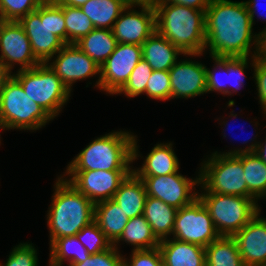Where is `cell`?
Returning a JSON list of instances; mask_svg holds the SVG:
<instances>
[{
	"instance_id": "obj_47",
	"label": "cell",
	"mask_w": 266,
	"mask_h": 266,
	"mask_svg": "<svg viewBox=\"0 0 266 266\" xmlns=\"http://www.w3.org/2000/svg\"><path fill=\"white\" fill-rule=\"evenodd\" d=\"M11 73L13 72L10 71L8 67L4 64V62L0 59V89L12 77Z\"/></svg>"
},
{
	"instance_id": "obj_41",
	"label": "cell",
	"mask_w": 266,
	"mask_h": 266,
	"mask_svg": "<svg viewBox=\"0 0 266 266\" xmlns=\"http://www.w3.org/2000/svg\"><path fill=\"white\" fill-rule=\"evenodd\" d=\"M251 67L254 68V75L258 92V98L261 109L266 116V61H258L254 56H251Z\"/></svg>"
},
{
	"instance_id": "obj_2",
	"label": "cell",
	"mask_w": 266,
	"mask_h": 266,
	"mask_svg": "<svg viewBox=\"0 0 266 266\" xmlns=\"http://www.w3.org/2000/svg\"><path fill=\"white\" fill-rule=\"evenodd\" d=\"M137 136L127 131H113L97 137L68 164L66 171H132L138 159Z\"/></svg>"
},
{
	"instance_id": "obj_1",
	"label": "cell",
	"mask_w": 266,
	"mask_h": 266,
	"mask_svg": "<svg viewBox=\"0 0 266 266\" xmlns=\"http://www.w3.org/2000/svg\"><path fill=\"white\" fill-rule=\"evenodd\" d=\"M206 43L211 57L254 56L257 34L245 2L212 0L205 11ZM251 49V50H250ZM251 54V55H250Z\"/></svg>"
},
{
	"instance_id": "obj_6",
	"label": "cell",
	"mask_w": 266,
	"mask_h": 266,
	"mask_svg": "<svg viewBox=\"0 0 266 266\" xmlns=\"http://www.w3.org/2000/svg\"><path fill=\"white\" fill-rule=\"evenodd\" d=\"M12 76L21 84L28 98L37 103L52 119L59 115L71 96L69 89L47 63L18 70Z\"/></svg>"
},
{
	"instance_id": "obj_11",
	"label": "cell",
	"mask_w": 266,
	"mask_h": 266,
	"mask_svg": "<svg viewBox=\"0 0 266 266\" xmlns=\"http://www.w3.org/2000/svg\"><path fill=\"white\" fill-rule=\"evenodd\" d=\"M137 177L143 181L147 196L160 199L176 209L187 206L198 198L195 185L200 184V174L195 179H189L178 171L164 176Z\"/></svg>"
},
{
	"instance_id": "obj_49",
	"label": "cell",
	"mask_w": 266,
	"mask_h": 266,
	"mask_svg": "<svg viewBox=\"0 0 266 266\" xmlns=\"http://www.w3.org/2000/svg\"><path fill=\"white\" fill-rule=\"evenodd\" d=\"M255 153H257L261 157L263 162L266 163V137H265V143L260 142Z\"/></svg>"
},
{
	"instance_id": "obj_16",
	"label": "cell",
	"mask_w": 266,
	"mask_h": 266,
	"mask_svg": "<svg viewBox=\"0 0 266 266\" xmlns=\"http://www.w3.org/2000/svg\"><path fill=\"white\" fill-rule=\"evenodd\" d=\"M0 59L11 71L15 64L18 70L31 69L41 62L35 57L30 40L19 21H8L0 38Z\"/></svg>"
},
{
	"instance_id": "obj_19",
	"label": "cell",
	"mask_w": 266,
	"mask_h": 266,
	"mask_svg": "<svg viewBox=\"0 0 266 266\" xmlns=\"http://www.w3.org/2000/svg\"><path fill=\"white\" fill-rule=\"evenodd\" d=\"M142 58L150 65L152 70L169 71L178 61V55L200 56L202 54H184L168 39L155 31L141 45Z\"/></svg>"
},
{
	"instance_id": "obj_24",
	"label": "cell",
	"mask_w": 266,
	"mask_h": 266,
	"mask_svg": "<svg viewBox=\"0 0 266 266\" xmlns=\"http://www.w3.org/2000/svg\"><path fill=\"white\" fill-rule=\"evenodd\" d=\"M176 212V208L160 199L151 196L146 197L143 216L159 241L170 238L174 228Z\"/></svg>"
},
{
	"instance_id": "obj_48",
	"label": "cell",
	"mask_w": 266,
	"mask_h": 266,
	"mask_svg": "<svg viewBox=\"0 0 266 266\" xmlns=\"http://www.w3.org/2000/svg\"><path fill=\"white\" fill-rule=\"evenodd\" d=\"M88 0H59L57 3L60 5H68L72 7H81Z\"/></svg>"
},
{
	"instance_id": "obj_14",
	"label": "cell",
	"mask_w": 266,
	"mask_h": 266,
	"mask_svg": "<svg viewBox=\"0 0 266 266\" xmlns=\"http://www.w3.org/2000/svg\"><path fill=\"white\" fill-rule=\"evenodd\" d=\"M132 171H66L61 175L94 204L112 199L120 184ZM69 178H65V175Z\"/></svg>"
},
{
	"instance_id": "obj_46",
	"label": "cell",
	"mask_w": 266,
	"mask_h": 266,
	"mask_svg": "<svg viewBox=\"0 0 266 266\" xmlns=\"http://www.w3.org/2000/svg\"><path fill=\"white\" fill-rule=\"evenodd\" d=\"M244 2H245L246 7L248 8L252 24H255L254 23L255 22L254 21L255 20L254 17H255L256 13L260 14V12H257V11L259 10L258 6H259V3L261 2V0H249V1L247 0V1H244ZM257 8H258V10H257ZM259 17L260 18L263 17L262 20L264 19V16H262V14Z\"/></svg>"
},
{
	"instance_id": "obj_3",
	"label": "cell",
	"mask_w": 266,
	"mask_h": 266,
	"mask_svg": "<svg viewBox=\"0 0 266 266\" xmlns=\"http://www.w3.org/2000/svg\"><path fill=\"white\" fill-rule=\"evenodd\" d=\"M156 31L184 54H204L206 43V10L174 3H153Z\"/></svg>"
},
{
	"instance_id": "obj_32",
	"label": "cell",
	"mask_w": 266,
	"mask_h": 266,
	"mask_svg": "<svg viewBox=\"0 0 266 266\" xmlns=\"http://www.w3.org/2000/svg\"><path fill=\"white\" fill-rule=\"evenodd\" d=\"M152 72L150 65L142 58L133 69L125 85L116 94L124 93L128 98L146 94V85Z\"/></svg>"
},
{
	"instance_id": "obj_21",
	"label": "cell",
	"mask_w": 266,
	"mask_h": 266,
	"mask_svg": "<svg viewBox=\"0 0 266 266\" xmlns=\"http://www.w3.org/2000/svg\"><path fill=\"white\" fill-rule=\"evenodd\" d=\"M172 143H157L145 156L142 167L132 169L136 176H164L179 171V160Z\"/></svg>"
},
{
	"instance_id": "obj_5",
	"label": "cell",
	"mask_w": 266,
	"mask_h": 266,
	"mask_svg": "<svg viewBox=\"0 0 266 266\" xmlns=\"http://www.w3.org/2000/svg\"><path fill=\"white\" fill-rule=\"evenodd\" d=\"M52 120L13 76L0 89V129L35 131Z\"/></svg>"
},
{
	"instance_id": "obj_29",
	"label": "cell",
	"mask_w": 266,
	"mask_h": 266,
	"mask_svg": "<svg viewBox=\"0 0 266 266\" xmlns=\"http://www.w3.org/2000/svg\"><path fill=\"white\" fill-rule=\"evenodd\" d=\"M49 245V266H63L65 261L69 262V265L81 263L90 256L76 235L57 238Z\"/></svg>"
},
{
	"instance_id": "obj_10",
	"label": "cell",
	"mask_w": 266,
	"mask_h": 266,
	"mask_svg": "<svg viewBox=\"0 0 266 266\" xmlns=\"http://www.w3.org/2000/svg\"><path fill=\"white\" fill-rule=\"evenodd\" d=\"M141 59V45L117 43L113 53L100 67L95 87L110 95L116 94L125 85Z\"/></svg>"
},
{
	"instance_id": "obj_44",
	"label": "cell",
	"mask_w": 266,
	"mask_h": 266,
	"mask_svg": "<svg viewBox=\"0 0 266 266\" xmlns=\"http://www.w3.org/2000/svg\"><path fill=\"white\" fill-rule=\"evenodd\" d=\"M254 57L258 61H266V27L257 34Z\"/></svg>"
},
{
	"instance_id": "obj_31",
	"label": "cell",
	"mask_w": 266,
	"mask_h": 266,
	"mask_svg": "<svg viewBox=\"0 0 266 266\" xmlns=\"http://www.w3.org/2000/svg\"><path fill=\"white\" fill-rule=\"evenodd\" d=\"M63 13L66 24V44H75L94 29L91 20L80 7L63 5Z\"/></svg>"
},
{
	"instance_id": "obj_22",
	"label": "cell",
	"mask_w": 266,
	"mask_h": 266,
	"mask_svg": "<svg viewBox=\"0 0 266 266\" xmlns=\"http://www.w3.org/2000/svg\"><path fill=\"white\" fill-rule=\"evenodd\" d=\"M147 192L143 181L131 172L120 184L112 200L128 218L143 215Z\"/></svg>"
},
{
	"instance_id": "obj_13",
	"label": "cell",
	"mask_w": 266,
	"mask_h": 266,
	"mask_svg": "<svg viewBox=\"0 0 266 266\" xmlns=\"http://www.w3.org/2000/svg\"><path fill=\"white\" fill-rule=\"evenodd\" d=\"M140 7L136 11L133 7ZM130 10V11H129ZM117 43L142 45L156 31V14L152 3L127 6L112 28Z\"/></svg>"
},
{
	"instance_id": "obj_8",
	"label": "cell",
	"mask_w": 266,
	"mask_h": 266,
	"mask_svg": "<svg viewBox=\"0 0 266 266\" xmlns=\"http://www.w3.org/2000/svg\"><path fill=\"white\" fill-rule=\"evenodd\" d=\"M199 170L203 193L254 197L247 189L242 161L236 155L212 153Z\"/></svg>"
},
{
	"instance_id": "obj_9",
	"label": "cell",
	"mask_w": 266,
	"mask_h": 266,
	"mask_svg": "<svg viewBox=\"0 0 266 266\" xmlns=\"http://www.w3.org/2000/svg\"><path fill=\"white\" fill-rule=\"evenodd\" d=\"M172 235L176 240L203 248L220 237L208 210L199 198L177 209Z\"/></svg>"
},
{
	"instance_id": "obj_51",
	"label": "cell",
	"mask_w": 266,
	"mask_h": 266,
	"mask_svg": "<svg viewBox=\"0 0 266 266\" xmlns=\"http://www.w3.org/2000/svg\"><path fill=\"white\" fill-rule=\"evenodd\" d=\"M120 1L125 3L127 6L137 5L138 3H140L138 0H120Z\"/></svg>"
},
{
	"instance_id": "obj_43",
	"label": "cell",
	"mask_w": 266,
	"mask_h": 266,
	"mask_svg": "<svg viewBox=\"0 0 266 266\" xmlns=\"http://www.w3.org/2000/svg\"><path fill=\"white\" fill-rule=\"evenodd\" d=\"M212 0H159L154 3H174L197 10H206Z\"/></svg>"
},
{
	"instance_id": "obj_34",
	"label": "cell",
	"mask_w": 266,
	"mask_h": 266,
	"mask_svg": "<svg viewBox=\"0 0 266 266\" xmlns=\"http://www.w3.org/2000/svg\"><path fill=\"white\" fill-rule=\"evenodd\" d=\"M249 57H231L227 58V74L226 80L228 85V96L237 93L238 90L244 87L245 69L248 68ZM230 84V85H229Z\"/></svg>"
},
{
	"instance_id": "obj_33",
	"label": "cell",
	"mask_w": 266,
	"mask_h": 266,
	"mask_svg": "<svg viewBox=\"0 0 266 266\" xmlns=\"http://www.w3.org/2000/svg\"><path fill=\"white\" fill-rule=\"evenodd\" d=\"M76 236L90 255L107 250L112 246L95 221L85 226Z\"/></svg>"
},
{
	"instance_id": "obj_38",
	"label": "cell",
	"mask_w": 266,
	"mask_h": 266,
	"mask_svg": "<svg viewBox=\"0 0 266 266\" xmlns=\"http://www.w3.org/2000/svg\"><path fill=\"white\" fill-rule=\"evenodd\" d=\"M211 58L213 59L215 64L213 65V70H210L206 67L207 93H209L210 91H214L226 96L228 95V86L226 85V81L222 80V78L220 77V72L224 75L225 78L227 74V58ZM218 69L219 72L217 71Z\"/></svg>"
},
{
	"instance_id": "obj_39",
	"label": "cell",
	"mask_w": 266,
	"mask_h": 266,
	"mask_svg": "<svg viewBox=\"0 0 266 266\" xmlns=\"http://www.w3.org/2000/svg\"><path fill=\"white\" fill-rule=\"evenodd\" d=\"M113 245L102 252L91 254L81 263H72L69 266H123V255Z\"/></svg>"
},
{
	"instance_id": "obj_28",
	"label": "cell",
	"mask_w": 266,
	"mask_h": 266,
	"mask_svg": "<svg viewBox=\"0 0 266 266\" xmlns=\"http://www.w3.org/2000/svg\"><path fill=\"white\" fill-rule=\"evenodd\" d=\"M206 266H245L233 237L220 236L205 248Z\"/></svg>"
},
{
	"instance_id": "obj_50",
	"label": "cell",
	"mask_w": 266,
	"mask_h": 266,
	"mask_svg": "<svg viewBox=\"0 0 266 266\" xmlns=\"http://www.w3.org/2000/svg\"><path fill=\"white\" fill-rule=\"evenodd\" d=\"M8 21L9 20L0 12V38H1L2 30Z\"/></svg>"
},
{
	"instance_id": "obj_42",
	"label": "cell",
	"mask_w": 266,
	"mask_h": 266,
	"mask_svg": "<svg viewBox=\"0 0 266 266\" xmlns=\"http://www.w3.org/2000/svg\"><path fill=\"white\" fill-rule=\"evenodd\" d=\"M49 26L53 34L58 36L66 44V24L63 5L49 2Z\"/></svg>"
},
{
	"instance_id": "obj_20",
	"label": "cell",
	"mask_w": 266,
	"mask_h": 266,
	"mask_svg": "<svg viewBox=\"0 0 266 266\" xmlns=\"http://www.w3.org/2000/svg\"><path fill=\"white\" fill-rule=\"evenodd\" d=\"M163 266H206L205 248L174 238L160 241Z\"/></svg>"
},
{
	"instance_id": "obj_40",
	"label": "cell",
	"mask_w": 266,
	"mask_h": 266,
	"mask_svg": "<svg viewBox=\"0 0 266 266\" xmlns=\"http://www.w3.org/2000/svg\"><path fill=\"white\" fill-rule=\"evenodd\" d=\"M123 266H163L160 249H133L129 260L123 257Z\"/></svg>"
},
{
	"instance_id": "obj_27",
	"label": "cell",
	"mask_w": 266,
	"mask_h": 266,
	"mask_svg": "<svg viewBox=\"0 0 266 266\" xmlns=\"http://www.w3.org/2000/svg\"><path fill=\"white\" fill-rule=\"evenodd\" d=\"M120 241L133 245L134 250L153 249L160 244L143 215L129 218L123 233L113 246L119 248L117 246H119Z\"/></svg>"
},
{
	"instance_id": "obj_26",
	"label": "cell",
	"mask_w": 266,
	"mask_h": 266,
	"mask_svg": "<svg viewBox=\"0 0 266 266\" xmlns=\"http://www.w3.org/2000/svg\"><path fill=\"white\" fill-rule=\"evenodd\" d=\"M126 7L120 0H88L80 9L89 17L94 28L112 30L115 21Z\"/></svg>"
},
{
	"instance_id": "obj_52",
	"label": "cell",
	"mask_w": 266,
	"mask_h": 266,
	"mask_svg": "<svg viewBox=\"0 0 266 266\" xmlns=\"http://www.w3.org/2000/svg\"><path fill=\"white\" fill-rule=\"evenodd\" d=\"M140 3H154L156 1H159V0H138Z\"/></svg>"
},
{
	"instance_id": "obj_23",
	"label": "cell",
	"mask_w": 266,
	"mask_h": 266,
	"mask_svg": "<svg viewBox=\"0 0 266 266\" xmlns=\"http://www.w3.org/2000/svg\"><path fill=\"white\" fill-rule=\"evenodd\" d=\"M94 221L113 245L123 233L129 218L118 204L109 199L95 203Z\"/></svg>"
},
{
	"instance_id": "obj_17",
	"label": "cell",
	"mask_w": 266,
	"mask_h": 266,
	"mask_svg": "<svg viewBox=\"0 0 266 266\" xmlns=\"http://www.w3.org/2000/svg\"><path fill=\"white\" fill-rule=\"evenodd\" d=\"M171 99L192 98L207 93L206 66L192 60L177 61L169 70Z\"/></svg>"
},
{
	"instance_id": "obj_12",
	"label": "cell",
	"mask_w": 266,
	"mask_h": 266,
	"mask_svg": "<svg viewBox=\"0 0 266 266\" xmlns=\"http://www.w3.org/2000/svg\"><path fill=\"white\" fill-rule=\"evenodd\" d=\"M19 23L23 26L32 51L41 63L52 60L66 44L53 34L49 26V2H42L35 10L23 16Z\"/></svg>"
},
{
	"instance_id": "obj_35",
	"label": "cell",
	"mask_w": 266,
	"mask_h": 266,
	"mask_svg": "<svg viewBox=\"0 0 266 266\" xmlns=\"http://www.w3.org/2000/svg\"><path fill=\"white\" fill-rule=\"evenodd\" d=\"M146 95L149 98L161 101L171 99L169 71L153 70L146 85Z\"/></svg>"
},
{
	"instance_id": "obj_53",
	"label": "cell",
	"mask_w": 266,
	"mask_h": 266,
	"mask_svg": "<svg viewBox=\"0 0 266 266\" xmlns=\"http://www.w3.org/2000/svg\"><path fill=\"white\" fill-rule=\"evenodd\" d=\"M42 2H54L57 3L59 0H41Z\"/></svg>"
},
{
	"instance_id": "obj_30",
	"label": "cell",
	"mask_w": 266,
	"mask_h": 266,
	"mask_svg": "<svg viewBox=\"0 0 266 266\" xmlns=\"http://www.w3.org/2000/svg\"><path fill=\"white\" fill-rule=\"evenodd\" d=\"M236 156L242 161L248 191L257 200L266 198V163L255 152Z\"/></svg>"
},
{
	"instance_id": "obj_37",
	"label": "cell",
	"mask_w": 266,
	"mask_h": 266,
	"mask_svg": "<svg viewBox=\"0 0 266 266\" xmlns=\"http://www.w3.org/2000/svg\"><path fill=\"white\" fill-rule=\"evenodd\" d=\"M37 249L29 242L16 245L10 252L7 262L0 266H38Z\"/></svg>"
},
{
	"instance_id": "obj_7",
	"label": "cell",
	"mask_w": 266,
	"mask_h": 266,
	"mask_svg": "<svg viewBox=\"0 0 266 266\" xmlns=\"http://www.w3.org/2000/svg\"><path fill=\"white\" fill-rule=\"evenodd\" d=\"M198 198L208 210L220 236L233 237L261 212L255 197L198 192Z\"/></svg>"
},
{
	"instance_id": "obj_45",
	"label": "cell",
	"mask_w": 266,
	"mask_h": 266,
	"mask_svg": "<svg viewBox=\"0 0 266 266\" xmlns=\"http://www.w3.org/2000/svg\"><path fill=\"white\" fill-rule=\"evenodd\" d=\"M224 124V127H226V125L228 124V121L225 120L223 121L222 125ZM258 136V133L256 134V136L254 137L255 139L253 140L252 138H250V141H255L254 143L251 142L249 143V146L247 147H243L242 148H235V149H231L230 151L228 150V152H219V154H224V155H238V154H244V153H253V152H256L257 148H258V145L260 142L256 141V138ZM246 141V140H245ZM244 141V144L247 143L249 140H247L246 142Z\"/></svg>"
},
{
	"instance_id": "obj_25",
	"label": "cell",
	"mask_w": 266,
	"mask_h": 266,
	"mask_svg": "<svg viewBox=\"0 0 266 266\" xmlns=\"http://www.w3.org/2000/svg\"><path fill=\"white\" fill-rule=\"evenodd\" d=\"M75 45L101 67L115 50L117 41L112 30L94 28L86 36L78 40Z\"/></svg>"
},
{
	"instance_id": "obj_15",
	"label": "cell",
	"mask_w": 266,
	"mask_h": 266,
	"mask_svg": "<svg viewBox=\"0 0 266 266\" xmlns=\"http://www.w3.org/2000/svg\"><path fill=\"white\" fill-rule=\"evenodd\" d=\"M55 56L52 57L53 62L47 64L70 92L77 80L100 75V67L96 62L75 44H66Z\"/></svg>"
},
{
	"instance_id": "obj_4",
	"label": "cell",
	"mask_w": 266,
	"mask_h": 266,
	"mask_svg": "<svg viewBox=\"0 0 266 266\" xmlns=\"http://www.w3.org/2000/svg\"><path fill=\"white\" fill-rule=\"evenodd\" d=\"M59 177L47 213L50 244L57 238L77 235L94 221L95 204L62 176Z\"/></svg>"
},
{
	"instance_id": "obj_36",
	"label": "cell",
	"mask_w": 266,
	"mask_h": 266,
	"mask_svg": "<svg viewBox=\"0 0 266 266\" xmlns=\"http://www.w3.org/2000/svg\"><path fill=\"white\" fill-rule=\"evenodd\" d=\"M41 0H0V12L9 21H19L23 16L35 11Z\"/></svg>"
},
{
	"instance_id": "obj_18",
	"label": "cell",
	"mask_w": 266,
	"mask_h": 266,
	"mask_svg": "<svg viewBox=\"0 0 266 266\" xmlns=\"http://www.w3.org/2000/svg\"><path fill=\"white\" fill-rule=\"evenodd\" d=\"M260 214L233 236L245 266H266V218Z\"/></svg>"
}]
</instances>
